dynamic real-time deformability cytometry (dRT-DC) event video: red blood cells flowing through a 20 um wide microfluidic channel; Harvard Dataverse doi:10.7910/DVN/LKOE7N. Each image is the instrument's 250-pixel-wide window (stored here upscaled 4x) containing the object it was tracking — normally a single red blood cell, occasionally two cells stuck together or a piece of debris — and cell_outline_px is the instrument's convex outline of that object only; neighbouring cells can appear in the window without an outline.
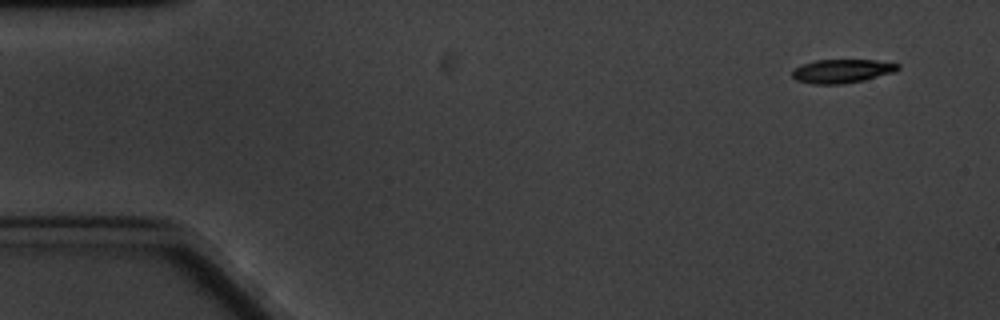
{"species": "common noctule bat (a hibernating species)", "species_latin": "Nyctalus noctula", "temperature_condition": "cold", "stored_images_in_passage": 3, "camera_frame_rate_fps": 3000, "um_per_image_px": 0.085, "animal": {"sex": "male", "body_mass_g": 20.1, "forearm_length_mm": 53.5}, "frame": {"image": 1, "passage_image": 1, "time_ms": 0.0, "image_size_px": [1000, 320], "cell_outline_px": [[900, 68], [896, 72], [864, 80], [840, 84], [812, 84], [796, 80], [792, 76], [792, 72], [800, 64], [816, 60], [876, 60], [900, 64]], "centroid_in_image_um": [71.59, 6.04], "position_along_channel_um": 13.4, "area_um2": 14.68}}